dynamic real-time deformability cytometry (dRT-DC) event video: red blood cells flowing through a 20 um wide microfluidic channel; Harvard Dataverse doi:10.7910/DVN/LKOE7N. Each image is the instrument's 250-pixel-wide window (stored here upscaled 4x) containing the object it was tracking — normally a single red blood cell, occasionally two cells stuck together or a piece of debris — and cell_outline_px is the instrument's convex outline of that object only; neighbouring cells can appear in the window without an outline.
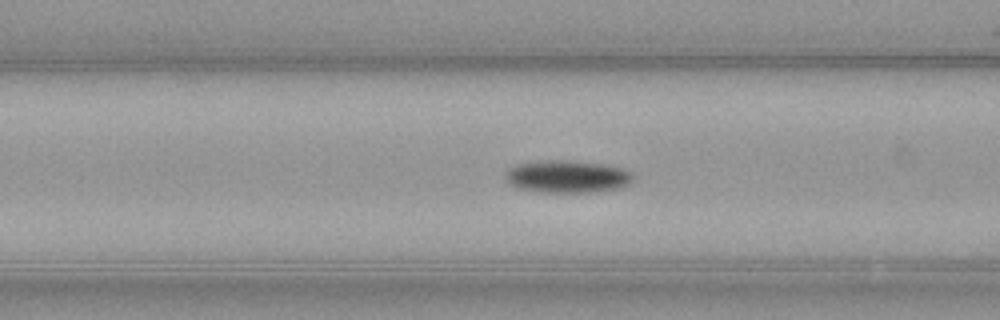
{"species": "common noctule bat (a hibernating species)", "species_latin": "Nyctalus noctula", "temperature_condition": "warm", "stored_images_in_passage": 37, "camera_frame_rate_fps": 3000, "um_per_image_px": 0.085, "animal": {"sex": "female", "body_mass_g": 21.9}, "frame": {"image": 1, "passage_image": 5, "time_ms": 1.333, "image_size_px": [1000, 320], "cell_outline_px": [[632, 180], [628, 184], [620, 188], [596, 192], [540, 192], [516, 188], [508, 184], [504, 180], [504, 172], [508, 168], [520, 164], [548, 160], [560, 160], [600, 164], [620, 168], [632, 172]], "centroid_in_image_um": [48.15, 15.03], "position_along_channel_um": 118.4, "area_um2": 24.1}}
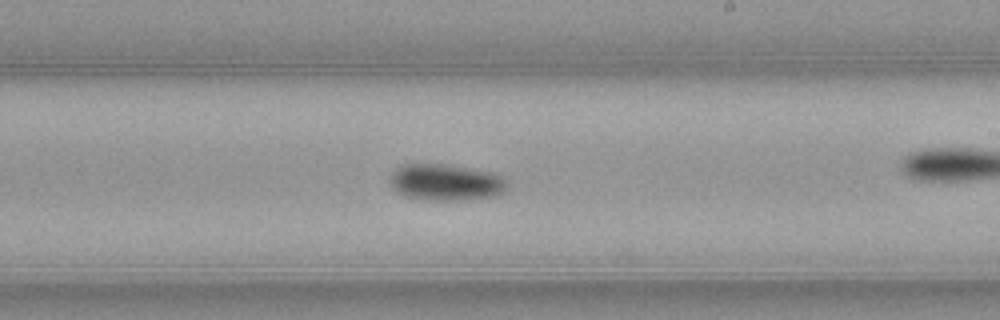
{"frame": {"image": 2, "passage_image": 15, "time_ms": 4.667, "image_size_px": [1000, 320], "cell_outline_px": [[508, 184], [504, 192], [496, 196], [464, 200], [420, 200], [404, 196], [396, 192], [392, 188], [388, 180], [388, 176], [396, 168], [404, 164], [440, 164], [468, 168], [492, 172], [504, 176]], "centroid_in_image_um": [37.86, 15.51], "position_along_channel_um": 251.1, "area_um2": 25.37}}
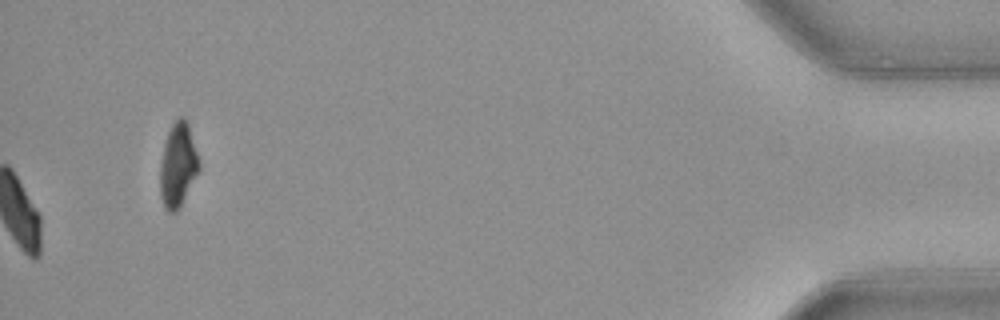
{"frame": {"image": 3, "passage_image": 37, "time_ms": 12.0, "image_size_px": [1000, 320], "cell_outline_px": [[200, 172], [180, 208], [176, 212], [168, 212], [164, 208], [160, 196], [160, 164], [164, 144], [168, 132], [172, 124], [180, 116], [184, 116], [188, 124], [200, 160]], "centroid_in_image_um": [15.14, 14.08], "position_along_channel_um": 420.1, "area_um2": 19.48}, "authors_computed_cell_mechanics": {"area_um2": 23.5246, "velocity_mm_per_s": 3.9842, "shape_relaxation_time_tau1_ms": 3.0061, "shape_relaxation_time_tau2_ms": null, "deformation_change_tau1": 0.0979, "deformation_change_tau2": null}}